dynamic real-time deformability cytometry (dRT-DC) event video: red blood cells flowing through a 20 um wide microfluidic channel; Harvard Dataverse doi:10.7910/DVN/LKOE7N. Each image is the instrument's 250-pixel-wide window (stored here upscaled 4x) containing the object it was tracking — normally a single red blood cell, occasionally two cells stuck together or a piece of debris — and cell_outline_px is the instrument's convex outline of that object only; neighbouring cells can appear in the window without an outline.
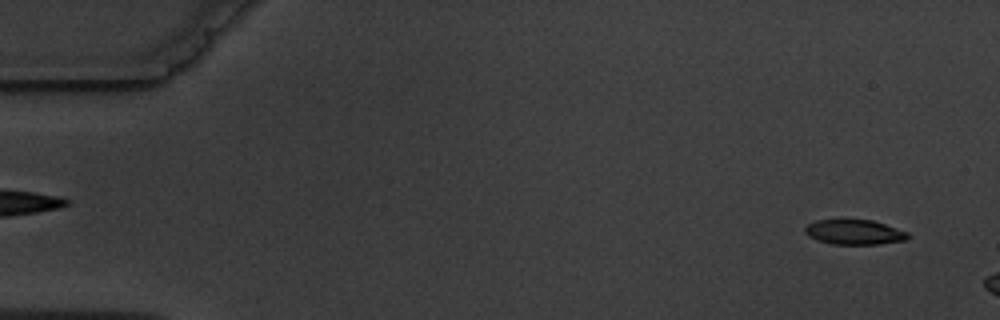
{"species": "common noctule bat (a hibernating species)", "species_latin": "Nyctalus noctula", "temperature_condition": "warm", "stored_images_in_passage": 3, "camera_frame_rate_fps": 3000, "um_per_image_px": 0.085, "animal": {"sex": "male", "body_mass_g": 19.5, "forearm_length_mm": 54.6}, "frame": {"image": 1, "passage_image": 1, "time_ms": 0.0, "image_size_px": [1000, 320], "cell_outline_px": [[908, 240], [880, 244], [832, 244], [808, 236], [804, 232], [804, 228], [808, 224], [816, 220], [872, 220], [908, 232]], "centroid_in_image_um": [72.62, 19.73], "position_along_channel_um": 12.4, "area_um2": 14.8}}